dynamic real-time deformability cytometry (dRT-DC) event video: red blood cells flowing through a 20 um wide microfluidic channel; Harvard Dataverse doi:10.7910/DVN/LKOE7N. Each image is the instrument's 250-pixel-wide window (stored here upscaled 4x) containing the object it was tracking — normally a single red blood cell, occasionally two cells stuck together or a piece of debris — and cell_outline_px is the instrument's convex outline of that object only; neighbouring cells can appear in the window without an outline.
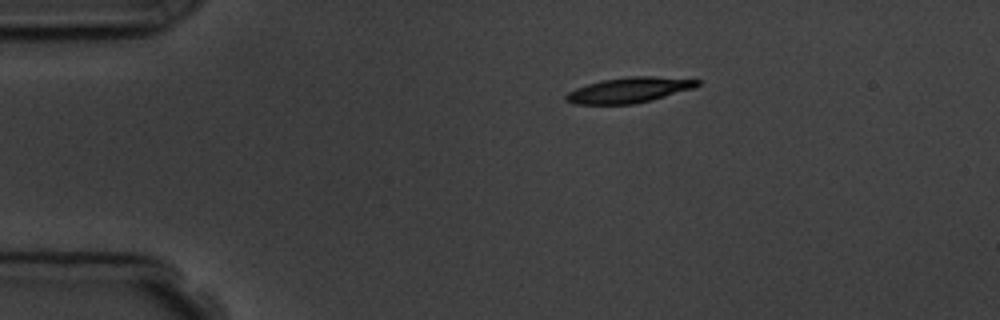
{"species": "common noctule bat (a hibernating species)", "species_latin": "Nyctalus noctula", "temperature_condition": "room temperature", "stored_images_in_passage": 8, "camera_frame_rate_fps": 3000, "um_per_image_px": 0.085, "animal": {"sex": "male", "body_mass_g": 19.5, "forearm_length_mm": 54.6}, "frame": {"image": 1, "passage_image": 1, "time_ms": 0.0, "image_size_px": [1000, 320], "cell_outline_px": [[700, 84], [692, 88], [652, 100], [632, 104], [576, 104], [564, 100], [564, 96], [568, 92], [576, 88], [588, 84], [604, 80], [628, 76], [652, 76], [700, 80]], "centroid_in_image_um": [53.44, 7.66], "position_along_channel_um": 31.6, "area_um2": 19.19}}
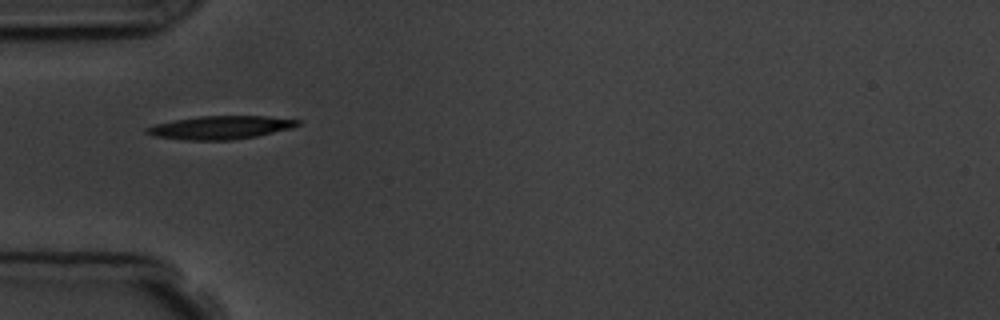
{"frame": {"image": 2, "passage_image": 3, "time_ms": 2.333, "image_size_px": [1000, 320], "cell_outline_px": [[300, 124], [292, 128], [256, 136], [232, 140], [184, 140], [152, 136], [144, 132], [144, 128], [156, 124], [176, 120], [200, 116], [268, 116], [300, 120]], "centroid_in_image_um": [18.72, 10.84], "position_along_channel_um": 66.3, "area_um2": 20.46}}
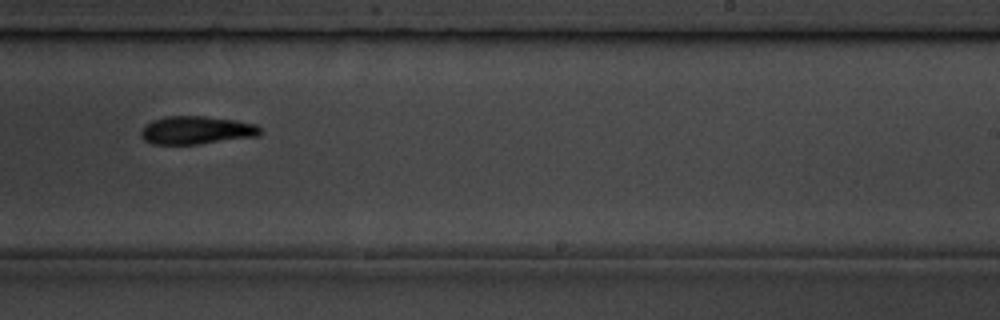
{"frame": {"image": 3, "passage_image": 8, "time_ms": 8.0, "image_size_px": [1000, 320], "cell_outline_px": [[264, 132], [256, 136], [200, 144], [152, 144], [144, 140], [140, 136], [140, 132], [144, 124], [152, 120], [164, 116], [204, 116], [236, 120], [256, 124]], "centroid_in_image_um": [16.67, 11.06], "position_along_channel_um": 272.3, "area_um2": 19.71}}